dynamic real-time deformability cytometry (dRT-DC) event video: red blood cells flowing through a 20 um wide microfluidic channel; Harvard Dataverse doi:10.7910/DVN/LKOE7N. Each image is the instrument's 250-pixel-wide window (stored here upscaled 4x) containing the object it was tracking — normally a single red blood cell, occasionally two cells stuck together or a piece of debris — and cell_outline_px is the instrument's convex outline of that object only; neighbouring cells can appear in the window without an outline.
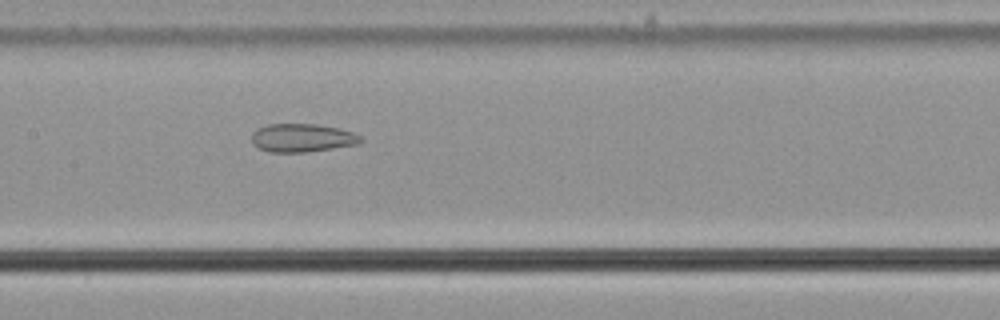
{"species": "common noctule bat (a hibernating species)", "species_latin": "Nyctalus noctula", "temperature_condition": "cold", "stored_images_in_passage": 38, "camera_frame_rate_fps": 3000, "um_per_image_px": 0.085, "animal": {"sex": "male", "body_mass_g": 21.5, "forearm_length_mm": 52.0}, "frame": {"image": 1, "passage_image": 10, "time_ms": 3.0, "image_size_px": [1000, 320], "cell_outline_px": [[364, 140], [360, 144], [308, 152], [268, 152], [252, 144], [252, 132], [256, 128], [268, 124], [316, 124], [336, 128], [352, 132], [360, 136]], "centroid_in_image_um": [25.67, 11.72], "position_along_channel_um": 181.7, "area_um2": 18.09}}
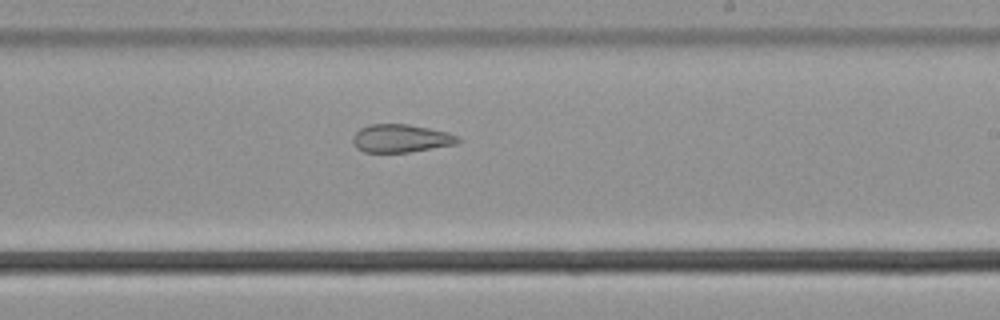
{"frame": {"image": 2, "passage_image": 16, "time_ms": 5.0, "image_size_px": [1000, 320], "cell_outline_px": [[460, 140], [456, 144], [408, 152], [364, 152], [356, 148], [352, 144], [352, 136], [360, 128], [368, 124], [408, 124], [448, 132], [456, 136]], "centroid_in_image_um": [34.01, 11.76], "position_along_channel_um": 255.0, "area_um2": 17.17}}
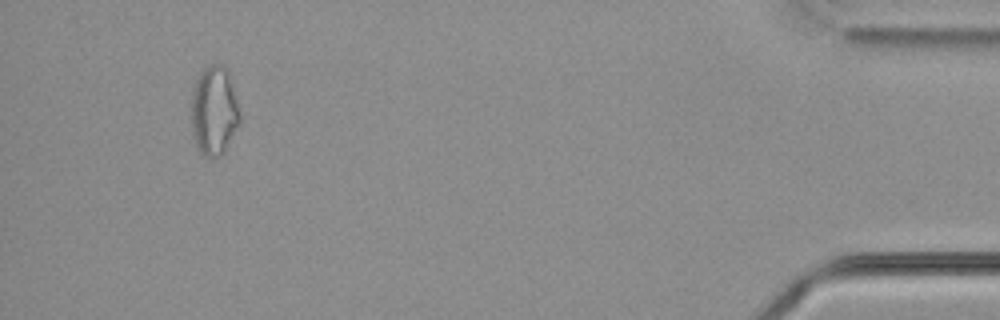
{"frame": {"image": 3, "passage_image": 35, "time_ms": 11.333, "image_size_px": [1000, 320], "cell_outline_px": [[240, 124], [224, 152], [220, 156], [204, 156], [200, 152], [196, 144], [192, 132], [192, 92], [196, 80], [200, 72], [208, 64], [224, 64], [228, 68], [240, 116]], "centroid_in_image_um": [18.2, 9.39], "position_along_channel_um": 417.0, "area_um2": 25.26}}